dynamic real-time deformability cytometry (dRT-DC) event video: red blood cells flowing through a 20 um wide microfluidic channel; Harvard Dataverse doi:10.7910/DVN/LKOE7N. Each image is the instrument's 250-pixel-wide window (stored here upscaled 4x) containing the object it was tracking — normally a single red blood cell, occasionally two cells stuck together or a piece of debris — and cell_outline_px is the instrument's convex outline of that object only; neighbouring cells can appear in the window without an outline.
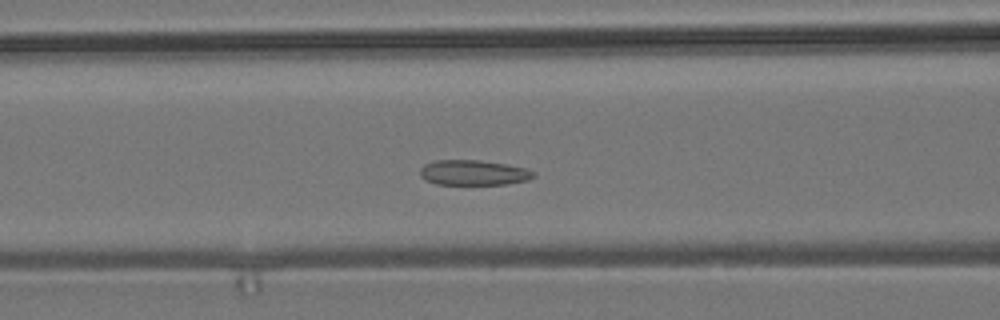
{"species": "common noctule bat (a hibernating species)", "species_latin": "Nyctalus noctula", "temperature_condition": "room temperature", "stored_images_in_passage": 38, "camera_frame_rate_fps": 3000, "um_per_image_px": 0.085, "animal": {"sex": "male", "body_mass_g": 19.2, "forearm_length_mm": 51.8}, "frame": {"image": 1, "passage_image": 14, "time_ms": 4.333, "image_size_px": [1000, 320], "cell_outline_px": [[536, 176], [528, 180], [508, 184], [436, 184], [420, 176], [420, 168], [424, 164], [436, 160], [480, 160], [508, 164], [524, 168], [536, 172]], "centroid_in_image_um": [40.28, 14.67], "position_along_channel_um": 126.3, "area_um2": 16.7}}
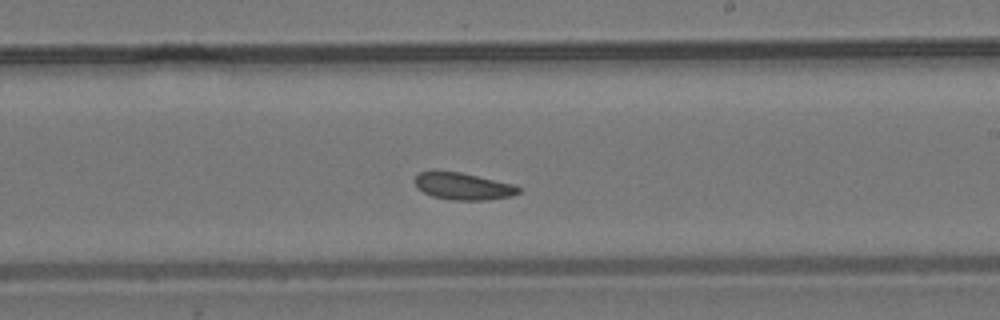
{"frame": {"image": 2, "passage_image": 24, "time_ms": 7.667, "image_size_px": [1000, 320], "cell_outline_px": [[520, 192], [512, 196], [488, 200], [452, 200], [432, 196], [416, 188], [416, 176], [420, 172], [460, 172], [516, 184], [520, 188]], "centroid_in_image_um": [39.43, 15.85], "position_along_channel_um": 249.6, "area_um2": 16.24}}
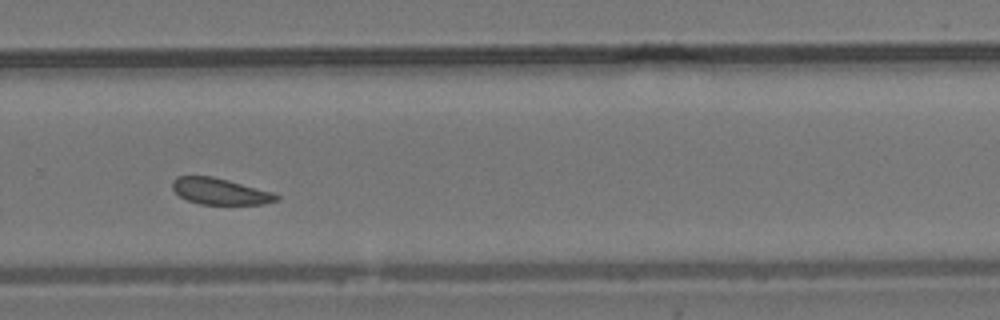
{"frame": {"image": 3, "passage_image": 29, "time_ms": 9.333, "image_size_px": [1000, 320], "cell_outline_px": [[280, 200], [264, 204], [200, 204], [188, 200], [180, 196], [172, 188], [172, 180], [176, 176], [212, 176], [228, 180], [272, 192], [280, 196]], "centroid_in_image_um": [18.71, 16.26], "position_along_channel_um": 311.1, "area_um2": 15.9}, "authors_computed_cell_mechanics": {"area_um2": 17.34, "velocity_mm_per_s": 3.7027, "shape_relaxation_time_tau1_ms": 4.9447, "shape_relaxation_time_tau2_ms": 3.7184, "deformation_change_tau1": 0.0666, "deformation_change_tau2": 0.1016}}